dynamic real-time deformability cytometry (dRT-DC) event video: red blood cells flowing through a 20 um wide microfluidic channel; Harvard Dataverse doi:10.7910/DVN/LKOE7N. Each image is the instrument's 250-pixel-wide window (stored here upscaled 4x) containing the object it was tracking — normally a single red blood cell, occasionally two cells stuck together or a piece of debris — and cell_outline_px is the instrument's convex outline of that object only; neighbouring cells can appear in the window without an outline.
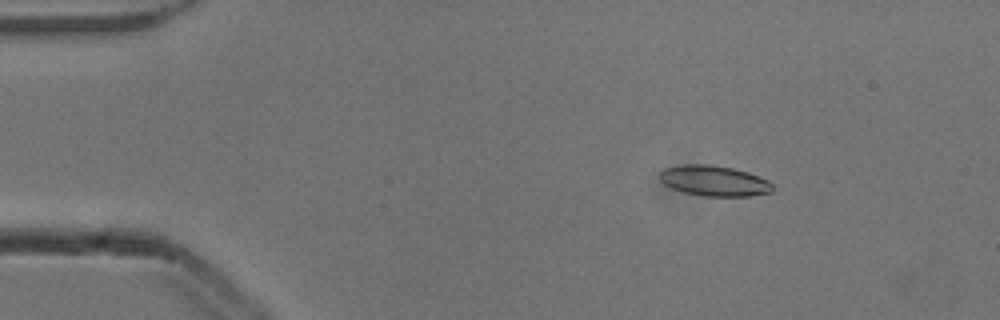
{"species": "common noctule bat (a hibernating species)", "species_latin": "Nyctalus noctula", "temperature_condition": "cold", "stored_images_in_passage": 53, "camera_frame_rate_fps": 3000, "um_per_image_px": 0.085, "animal": {"sex": "male", "body_mass_g": 13.3}, "frame": {"image": 1, "passage_image": 8, "time_ms": 2.333, "image_size_px": [1000, 320], "cell_outline_px": [[772, 192], [748, 196], [704, 196], [684, 192], [672, 188], [664, 184], [660, 180], [660, 172], [664, 168], [684, 164], [708, 164], [732, 168], [748, 172], [768, 180], [772, 184]], "centroid_in_image_um": [60.69, 15.36], "position_along_channel_um": 24.3, "area_um2": 20.0}}
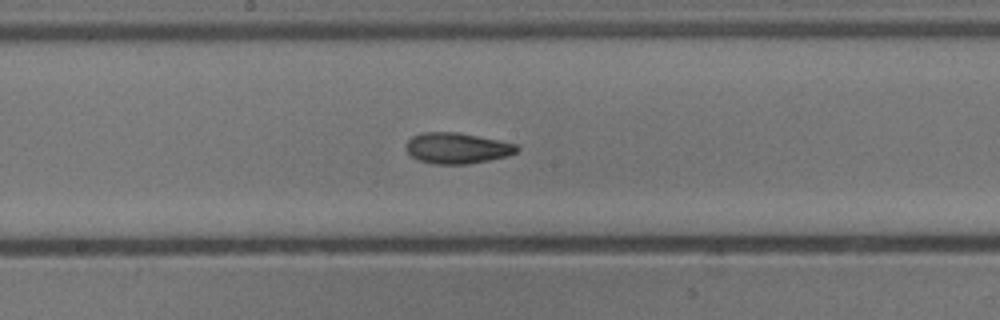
{"frame": {"image": 2, "passage_image": 28, "time_ms": 9.0, "image_size_px": [1000, 320], "cell_outline_px": [[520, 148], [516, 152], [508, 156], [468, 164], [432, 164], [420, 160], [412, 156], [408, 152], [408, 140], [412, 136], [424, 132], [456, 132], [500, 140], [516, 144]], "centroid_in_image_um": [38.89, 12.59], "position_along_channel_um": 209.3, "area_um2": 19.77}}
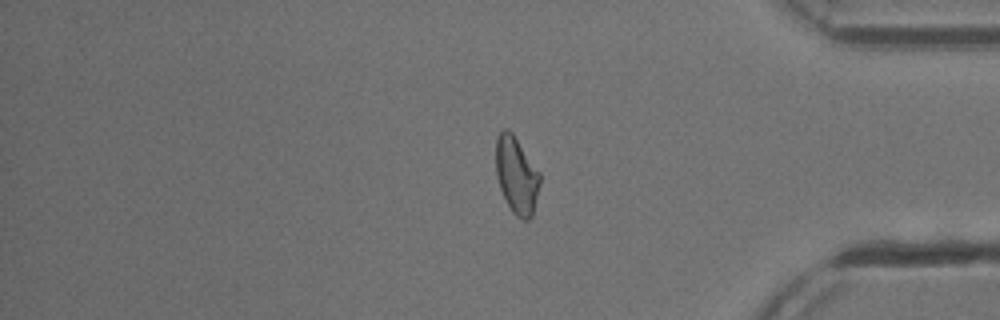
{"frame": {"image": 3, "passage_image": 44, "time_ms": 14.333, "image_size_px": [1000, 320], "cell_outline_px": [[540, 184], [532, 216], [528, 220], [524, 220], [516, 216], [512, 212], [500, 188], [496, 176], [496, 136], [504, 128], [508, 128], [512, 132], [540, 172]], "centroid_in_image_um": [43.9, 14.88], "position_along_channel_um": 391.3, "area_um2": 19.77}, "authors_computed_cell_mechanics": {"area_um2": 19.7676, "velocity_mm_per_s": 3.872, "shape_relaxation_time_tau1_ms": 3.8361, "shape_relaxation_time_tau2_ms": 2.2079, "deformation_change_tau1": 0.1573, "deformation_change_tau2": 0.0899}}